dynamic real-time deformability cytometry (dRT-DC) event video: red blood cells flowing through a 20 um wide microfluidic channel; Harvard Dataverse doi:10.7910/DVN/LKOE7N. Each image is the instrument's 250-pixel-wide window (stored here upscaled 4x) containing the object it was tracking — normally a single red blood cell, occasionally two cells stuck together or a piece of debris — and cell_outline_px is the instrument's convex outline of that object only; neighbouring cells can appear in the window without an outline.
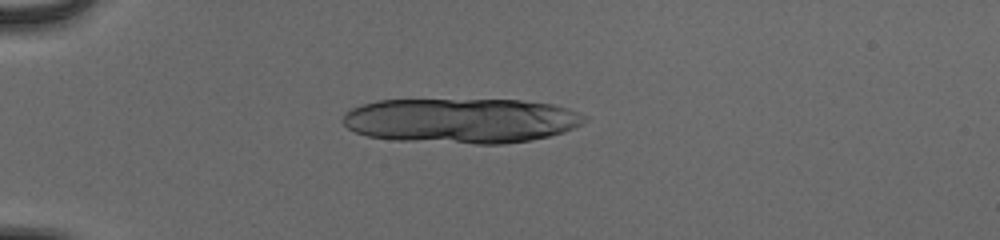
{"species": "human", "species_latin": "Homo sapiens", "temperature_condition": "cold", "stored_images_in_passage": 7, "camera_frame_rate_fps": 3000, "um_per_image_px": 0.085, "donor": {"sex": "male"}, "frame": {"image": 1, "passage_image": 1, "time_ms": 0.0, "image_size_px": [1000, 240], "cell_outline_px": [[588, 120], [564, 132], [532, 140], [504, 144], [476, 144], [396, 140], [368, 136], [356, 132], [348, 128], [340, 120], [344, 112], [352, 108], [376, 100], [520, 100], [552, 104], [568, 108], [588, 116]], "centroid_in_image_um": [39.2, 10.25], "position_along_channel_um": 45.8, "area_um2": 63.64}}